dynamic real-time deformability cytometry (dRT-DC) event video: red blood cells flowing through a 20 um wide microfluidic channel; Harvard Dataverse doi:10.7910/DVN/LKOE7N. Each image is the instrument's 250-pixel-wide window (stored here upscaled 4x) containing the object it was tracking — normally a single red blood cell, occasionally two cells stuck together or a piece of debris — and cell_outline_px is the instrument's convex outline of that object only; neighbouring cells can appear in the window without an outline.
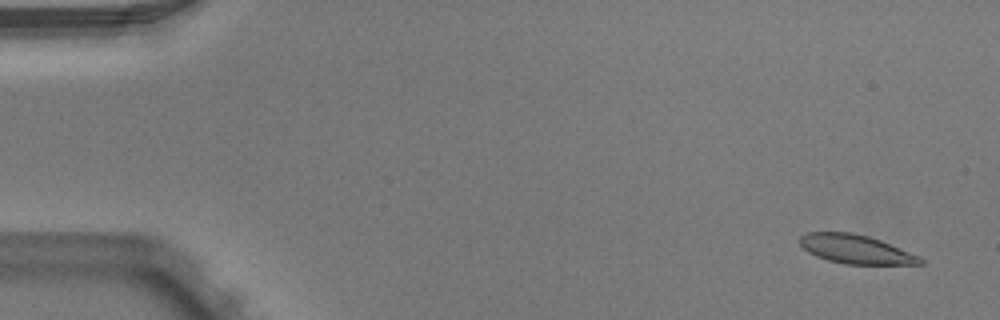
{"species": "Egyptian fruit bat (a non-hibernating species)", "species_latin": "Rousettus aegyptiacus", "temperature_condition": "warm", "stored_images_in_passage": 6, "camera_frame_rate_fps": 3000, "um_per_image_px": 0.085, "animal": {"sex": "male"}, "frame": {"image": 1, "passage_image": 1, "time_ms": 0.0, "image_size_px": [1000, 320], "cell_outline_px": [[924, 264], [844, 264], [828, 260], [816, 256], [808, 252], [800, 244], [800, 236], [808, 232], [852, 232], [868, 236], [880, 240], [920, 256], [924, 260]], "centroid_in_image_um": [72.74, 21.18], "position_along_channel_um": 12.3, "area_um2": 20.17}}
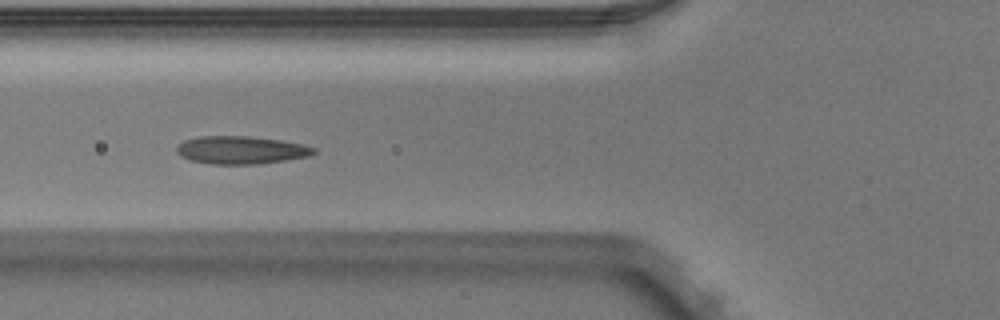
{"frame": {"image": 2, "passage_image": 5, "time_ms": 1.333, "image_size_px": [1000, 320], "cell_outline_px": [[316, 152], [308, 156], [284, 160], [256, 164], [208, 164], [192, 160], [180, 156], [176, 152], [176, 148], [184, 140], [196, 136], [248, 136], [280, 140], [304, 144], [316, 148]], "centroid_in_image_um": [20.47, 12.75], "position_along_channel_um": 105.3, "area_um2": 22.25}}
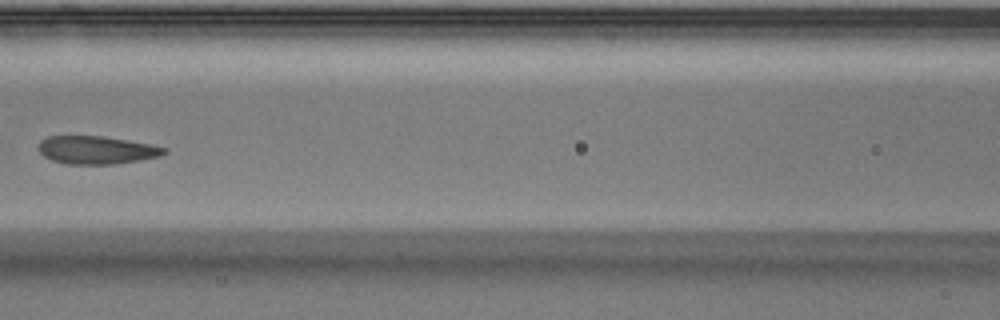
{"frame": {"image": 3, "passage_image": 6, "time_ms": 1.667, "image_size_px": [1000, 320], "cell_outline_px": [[168, 152], [160, 156], [116, 164], [64, 164], [52, 160], [44, 156], [40, 152], [40, 140], [48, 136], [104, 136], [152, 144], [168, 148]], "centroid_in_image_um": [8.24, 12.75], "position_along_channel_um": 158.4, "area_um2": 20.58}}